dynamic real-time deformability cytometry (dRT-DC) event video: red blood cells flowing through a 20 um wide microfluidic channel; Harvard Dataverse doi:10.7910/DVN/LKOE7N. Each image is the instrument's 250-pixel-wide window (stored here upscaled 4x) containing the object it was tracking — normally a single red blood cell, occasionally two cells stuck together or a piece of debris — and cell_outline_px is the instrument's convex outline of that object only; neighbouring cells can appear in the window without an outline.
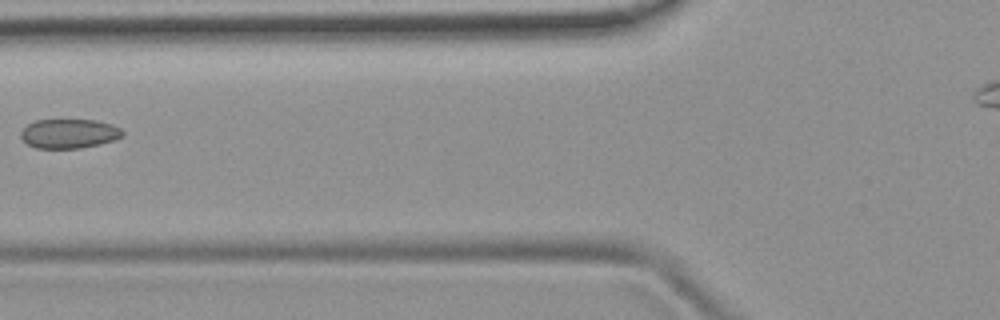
{"species": "common noctule bat (a hibernating species)", "species_latin": "Nyctalus noctula", "temperature_condition": "room temperature", "stored_images_in_passage": 6, "camera_frame_rate_fps": 3000, "um_per_image_px": 0.085, "animal": {"sex": "female", "body_mass_g": 19.9}, "frame": {"image": 1, "passage_image": 5, "time_ms": 5.667, "image_size_px": [1000, 320], "cell_outline_px": [[124, 136], [112, 140], [80, 148], [36, 148], [28, 144], [20, 136], [20, 132], [28, 124], [36, 120], [96, 120], [112, 124], [120, 128], [124, 132]], "centroid_in_image_um": [5.87, 11.35], "position_along_channel_um": 119.9, "area_um2": 17.22}}
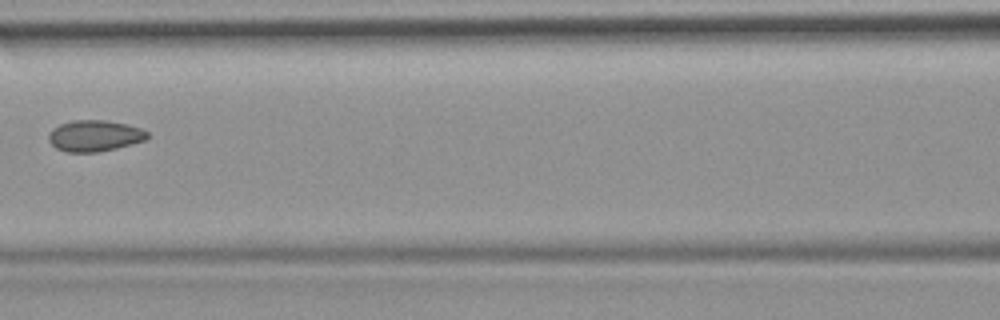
{"frame": {"image": 2, "passage_image": 6, "time_ms": 6.667, "image_size_px": [1000, 320], "cell_outline_px": [[148, 136], [144, 140], [116, 148], [100, 152], [68, 152], [56, 148], [48, 140], [48, 136], [52, 128], [60, 124], [72, 120], [104, 120], [124, 124], [140, 128], [148, 132]], "centroid_in_image_um": [8.0, 11.54], "position_along_channel_um": 158.6, "area_um2": 17.8}}